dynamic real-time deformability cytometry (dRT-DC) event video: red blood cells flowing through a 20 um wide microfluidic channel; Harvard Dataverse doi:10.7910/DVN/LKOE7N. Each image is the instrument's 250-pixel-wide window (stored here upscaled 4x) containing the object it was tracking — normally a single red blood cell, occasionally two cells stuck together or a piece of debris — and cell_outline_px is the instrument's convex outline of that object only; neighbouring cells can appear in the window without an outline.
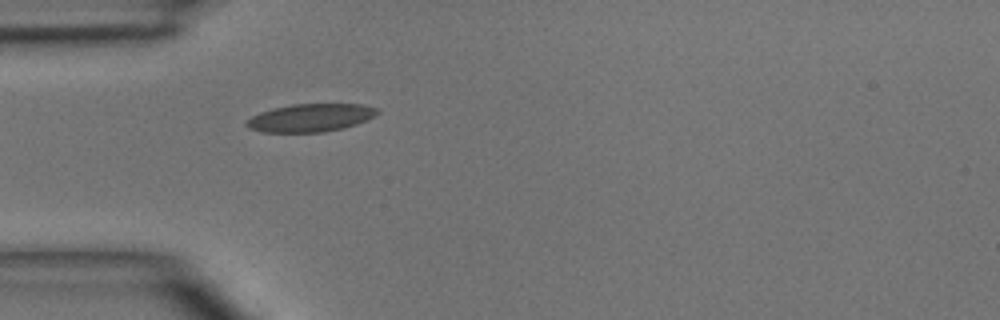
{"species": "common noctule bat (a hibernating species)", "species_latin": "Nyctalus noctula", "temperature_condition": "room temperature", "stored_images_in_passage": 4, "camera_frame_rate_fps": 3000, "um_per_image_px": 0.085, "animal": {"sex": "male", "body_mass_g": 15.6}, "frame": {"image": 1, "passage_image": 4, "time_ms": 4.333, "image_size_px": [1000, 320], "cell_outline_px": [[380, 112], [356, 124], [344, 128], [324, 132], [264, 132], [252, 128], [244, 124], [244, 120], [260, 112], [292, 104], [364, 104], [376, 108]], "centroid_in_image_um": [26.38, 10.01], "position_along_channel_um": 58.6, "area_um2": 21.1}}